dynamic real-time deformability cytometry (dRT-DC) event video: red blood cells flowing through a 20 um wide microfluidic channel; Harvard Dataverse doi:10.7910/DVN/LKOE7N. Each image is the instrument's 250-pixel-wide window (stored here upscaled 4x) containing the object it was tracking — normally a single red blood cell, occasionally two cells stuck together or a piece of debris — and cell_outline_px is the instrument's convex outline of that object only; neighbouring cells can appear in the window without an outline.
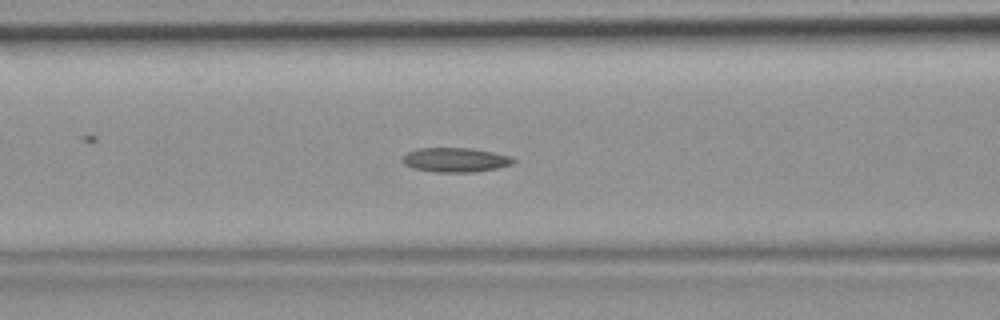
{"species": "common noctule bat (a hibernating species)", "species_latin": "Nyctalus noctula", "temperature_condition": "room temperature", "stored_images_in_passage": 40, "segment_of_instrument_passage": [1, 2], "camera_frame_rate_fps": 3000, "um_per_image_px": 0.085, "animal": {"sex": "female", "body_mass_g": 19.9}, "frame": {"image": 1, "passage_image": 11, "time_ms": 3.333, "image_size_px": [1000, 320], "cell_outline_px": [[516, 160], [512, 164], [496, 168], [472, 172], [436, 172], [412, 168], [404, 164], [400, 160], [408, 152], [416, 148], [472, 148], [512, 156]], "centroid_in_image_um": [38.69, 13.58], "position_along_channel_um": 127.9, "area_um2": 15.78}}
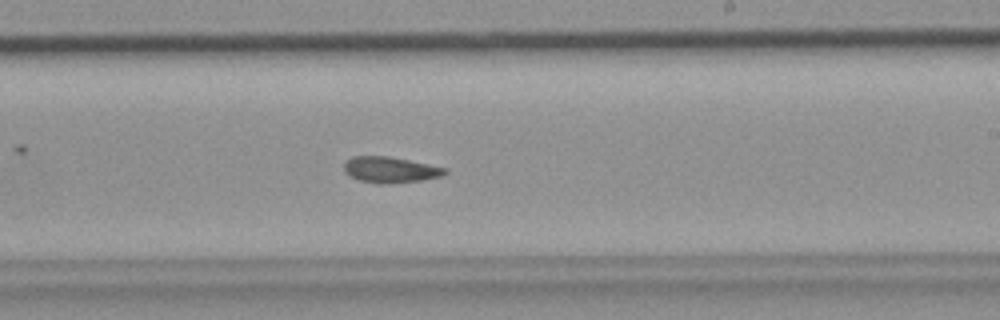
{"frame": {"image": 2, "passage_image": 20, "time_ms": 6.333, "image_size_px": [1000, 320], "cell_outline_px": [[448, 172], [440, 176], [420, 180], [388, 184], [380, 184], [360, 180], [348, 176], [344, 172], [344, 164], [352, 156], [388, 156], [448, 168]], "centroid_in_image_um": [33.15, 14.43], "position_along_channel_um": 255.8, "area_um2": 15.2}}
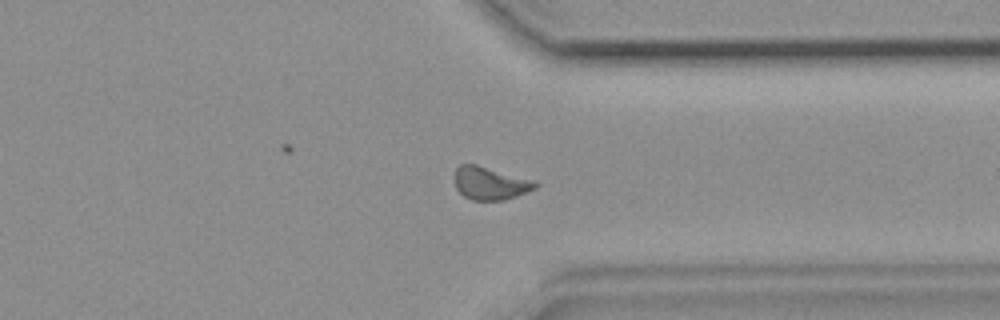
{"frame": {"image": 3, "passage_image": 28, "time_ms": 9.0, "image_size_px": [1000, 320], "cell_outline_px": [[540, 184], [536, 188], [516, 196], [504, 200], [472, 200], [464, 196], [456, 188], [452, 176], [456, 168], [460, 164], [476, 164], [536, 180]], "centroid_in_image_um": [41.66, 15.56], "position_along_channel_um": 369.7, "area_um2": 15.78}}